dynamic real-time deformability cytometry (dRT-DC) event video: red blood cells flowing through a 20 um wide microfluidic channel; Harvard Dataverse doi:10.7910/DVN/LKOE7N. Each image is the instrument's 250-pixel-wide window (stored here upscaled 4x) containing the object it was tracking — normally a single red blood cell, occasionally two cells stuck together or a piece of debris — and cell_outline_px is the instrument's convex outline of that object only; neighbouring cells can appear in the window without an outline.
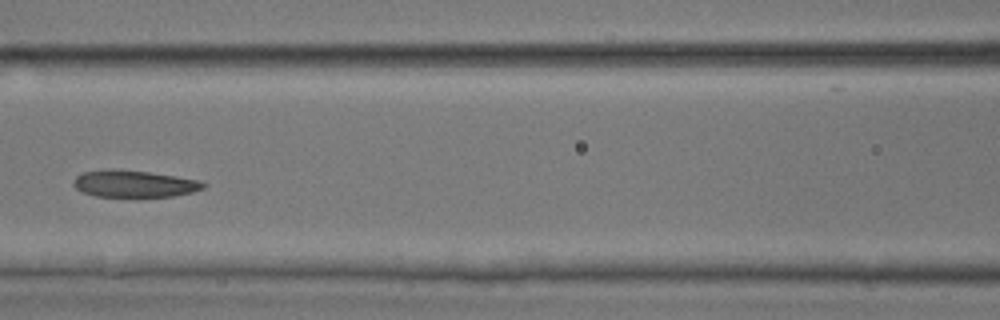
{"species": "common noctule bat (a hibernating species)", "species_latin": "Nyctalus noctula", "temperature_condition": "room temperature", "stored_images_in_passage": 32, "camera_frame_rate_fps": 3000, "um_per_image_px": 0.085, "animal": {"sex": "male", "body_mass_g": 17.9, "forearm_length_mm": 54.2}, "frame": {"image": 1, "passage_image": 10, "time_ms": 3.0, "image_size_px": [1000, 320], "cell_outline_px": [[204, 188], [192, 192], [172, 196], [96, 196], [84, 192], [76, 188], [72, 184], [72, 180], [76, 176], [84, 172], [112, 168], [148, 172], [196, 180], [204, 184]], "centroid_in_image_um": [11.32, 15.61], "position_along_channel_um": 155.3, "area_um2": 19.94}}